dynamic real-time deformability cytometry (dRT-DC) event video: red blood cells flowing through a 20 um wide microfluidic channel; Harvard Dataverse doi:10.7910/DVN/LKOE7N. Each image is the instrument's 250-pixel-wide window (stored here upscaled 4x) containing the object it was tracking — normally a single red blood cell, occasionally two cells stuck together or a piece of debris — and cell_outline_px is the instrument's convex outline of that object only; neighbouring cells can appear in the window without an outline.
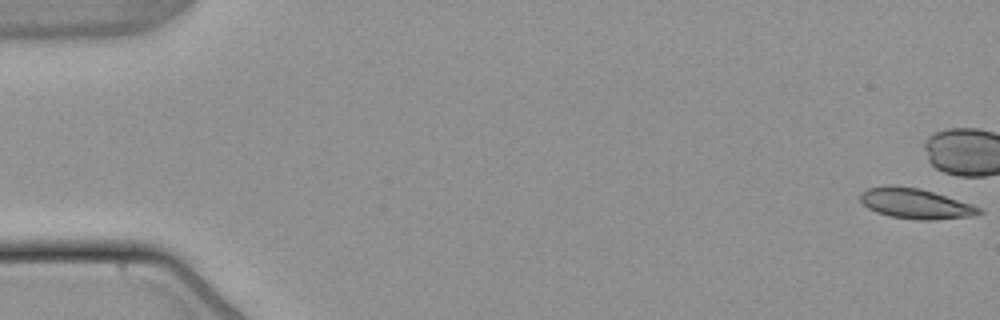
{"species": "common noctule bat (a hibernating species)", "species_latin": "Nyctalus noctula", "temperature_condition": "warm", "stored_images_in_passage": 7, "camera_frame_rate_fps": 3000, "um_per_image_px": 0.085, "animal": {"sex": "male", "body_mass_g": 21.5, "forearm_length_mm": 52.0}, "frame": {"image": 1, "passage_image": 1, "time_ms": 0.0, "image_size_px": [1000, 320], "cell_outline_px": [[984, 212], [972, 216], [936, 220], [920, 220], [888, 216], [876, 212], [868, 208], [860, 200], [860, 192], [868, 188], [920, 188], [972, 204], [980, 208]], "centroid_in_image_um": [77.87, 17.35], "position_along_channel_um": 7.1, "area_um2": 20.35}}